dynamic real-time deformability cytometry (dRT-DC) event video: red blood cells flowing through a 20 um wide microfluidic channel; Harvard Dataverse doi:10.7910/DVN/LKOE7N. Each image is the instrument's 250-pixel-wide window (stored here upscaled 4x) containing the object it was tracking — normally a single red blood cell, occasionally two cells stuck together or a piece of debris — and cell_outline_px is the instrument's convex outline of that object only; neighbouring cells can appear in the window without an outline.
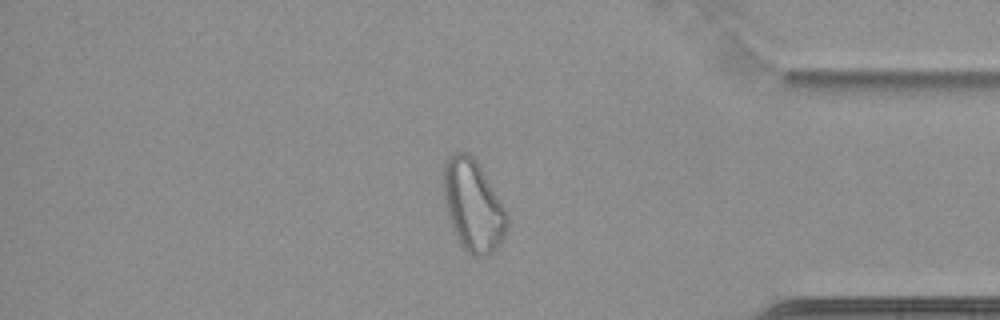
{"species": "common noctule bat (a hibernating species)", "species_latin": "Nyctalus noctula", "temperature_condition": "cold", "stored_images_in_passage": 65, "camera_frame_rate_fps": 3000, "um_per_image_px": 0.085, "animal": {"sex": "female", "body_mass_g": 22.7, "forearm_length_mm": 54.2}, "frame": {"image": 1, "passage_image": 56, "time_ms": 18.333, "image_size_px": [1000, 320], "cell_outline_px": [[508, 228], [504, 236], [496, 248], [492, 252], [484, 256], [472, 256], [460, 244], [452, 228], [444, 204], [444, 160], [448, 156], [456, 152], [468, 152], [476, 160], [500, 200], [508, 216]], "centroid_in_image_um": [40.2, 17.47], "position_along_channel_um": 395.0, "area_um2": 33.7}}